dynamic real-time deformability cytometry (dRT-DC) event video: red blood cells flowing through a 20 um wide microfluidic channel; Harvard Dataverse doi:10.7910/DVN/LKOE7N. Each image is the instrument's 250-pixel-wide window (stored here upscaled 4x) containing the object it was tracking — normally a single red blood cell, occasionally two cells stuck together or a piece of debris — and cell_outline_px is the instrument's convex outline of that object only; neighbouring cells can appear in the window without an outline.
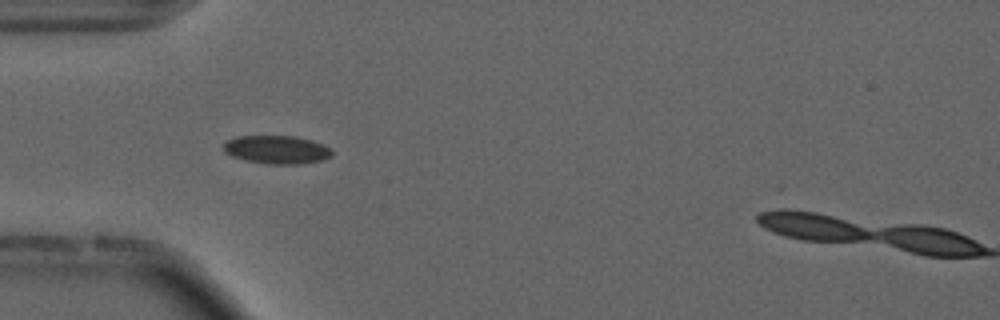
{"species": "common noctule bat (a hibernating species)", "species_latin": "Nyctalus noctula", "temperature_condition": "cold", "stored_images_in_passage": 29, "camera_frame_rate_fps": 3000, "um_per_image_px": 0.085, "animal": {"sex": "male", "forearm_length_mm": 52.5}, "frame": {"image": 1, "passage_image": 4, "time_ms": 1.0, "image_size_px": [1000, 320], "cell_outline_px": [[332, 156], [324, 160], [300, 164], [268, 164], [244, 160], [232, 156], [224, 152], [224, 144], [228, 140], [236, 136], [296, 136], [312, 140], [324, 144], [332, 152]], "centroid_in_image_um": [23.54, 12.72], "position_along_channel_um": 61.5, "area_um2": 17.98}, "authors_computed_cell_mechanics": {"area_um2": 17.3978, "velocity_mm_per_s": 3.7084, "shape_relaxation_time_tau1_ms": null, "shape_relaxation_time_tau2_ms": 2.3997, "deformation_change_tau1": null, "deformation_change_tau2": 0.0541}}